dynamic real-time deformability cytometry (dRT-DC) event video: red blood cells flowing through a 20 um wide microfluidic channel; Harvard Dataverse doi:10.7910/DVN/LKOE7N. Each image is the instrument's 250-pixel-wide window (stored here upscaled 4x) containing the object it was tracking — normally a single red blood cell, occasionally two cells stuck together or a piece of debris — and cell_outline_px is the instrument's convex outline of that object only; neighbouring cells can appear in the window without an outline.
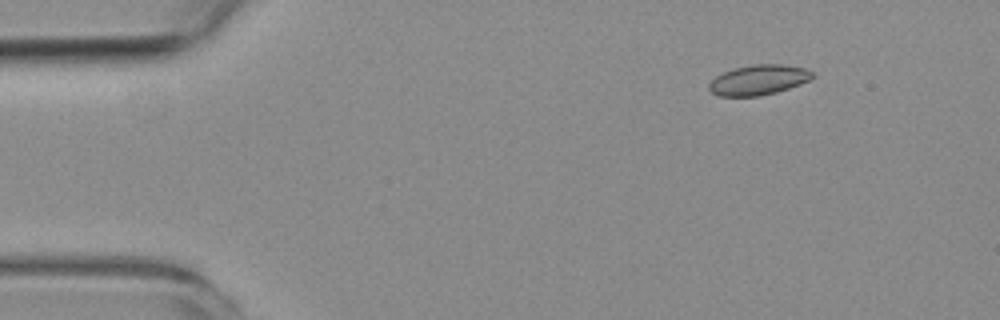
{"species": "common noctule bat (a hibernating species)", "species_latin": "Nyctalus noctula", "temperature_condition": "room temperature", "stored_images_in_passage": 3, "camera_frame_rate_fps": 3000, "um_per_image_px": 0.085, "animal": {"sex": "female", "body_mass_g": 19.3, "forearm_length_mm": 54.1}, "frame": {"image": 1, "passage_image": 2, "time_ms": 2.0, "image_size_px": [1000, 320], "cell_outline_px": [[816, 76], [800, 84], [776, 92], [760, 96], [716, 96], [708, 88], [708, 84], [716, 76], [724, 72], [736, 68], [752, 64], [784, 64], [804, 68], [812, 72]], "centroid_in_image_um": [64.47, 6.79], "position_along_channel_um": 20.5, "area_um2": 18.09}}